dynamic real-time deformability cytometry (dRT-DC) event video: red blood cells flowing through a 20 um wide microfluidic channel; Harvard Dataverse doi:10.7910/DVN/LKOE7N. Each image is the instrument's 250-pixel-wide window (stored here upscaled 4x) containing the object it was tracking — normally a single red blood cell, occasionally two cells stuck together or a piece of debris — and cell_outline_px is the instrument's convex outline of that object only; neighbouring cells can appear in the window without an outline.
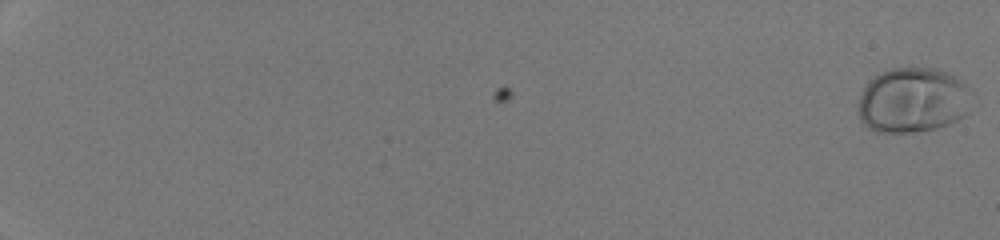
{"species": "human", "species_latin": "Homo sapiens", "temperature_condition": "room temperature", "stored_images_in_passage": 53, "camera_frame_rate_fps": 3000, "um_per_image_px": 0.085, "donor": {"sex": "male"}, "frame": {"image": 1, "passage_image": 1, "time_ms": 0.0, "image_size_px": [1000, 240], "cell_outline_px": [[972, 112], [948, 124], [936, 128], [912, 132], [876, 132], [868, 128], [860, 120], [860, 96], [864, 88], [880, 72], [888, 68], [936, 68], [948, 72], [960, 80], [964, 84]], "centroid_in_image_um": [77.59, 8.53], "position_along_channel_um": 7.4, "area_um2": 42.71}}
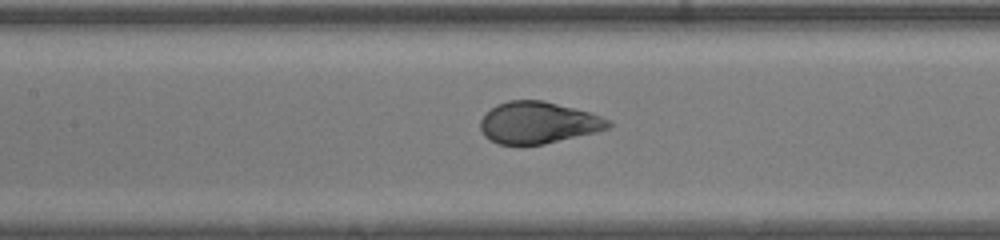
{"frame": {"image": 2, "passage_image": 30, "time_ms": 9.667, "image_size_px": [1000, 240], "cell_outline_px": [[612, 124], [608, 128], [596, 132], [544, 144], [500, 144], [488, 140], [484, 136], [480, 128], [480, 120], [496, 104], [508, 100], [544, 100], [588, 112], [612, 120]], "centroid_in_image_um": [45.73, 10.42], "position_along_channel_um": 161.7, "area_um2": 31.04}}
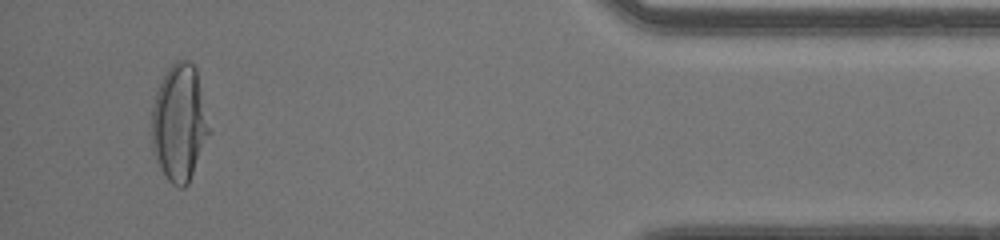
{"frame": {"image": 3, "passage_image": 51, "time_ms": 16.667, "image_size_px": [1000, 240], "cell_outline_px": [[212, 132], [188, 184], [184, 188], [180, 188], [172, 184], [168, 180], [160, 168], [152, 152], [152, 104], [160, 80], [168, 68], [176, 60], [188, 60], [196, 68]], "centroid_in_image_um": [15.26, 10.46], "position_along_channel_um": 419.9, "area_um2": 39.77}, "authors_computed_cell_mechanics": {"area_um2": 34.102, "velocity_mm_per_s": 4.2991, "shape_relaxation_time_tau1_ms": 3.7676, "shape_relaxation_time_tau2_ms": null, "deformation_change_tau1": 0.2162, "deformation_change_tau2": null}}